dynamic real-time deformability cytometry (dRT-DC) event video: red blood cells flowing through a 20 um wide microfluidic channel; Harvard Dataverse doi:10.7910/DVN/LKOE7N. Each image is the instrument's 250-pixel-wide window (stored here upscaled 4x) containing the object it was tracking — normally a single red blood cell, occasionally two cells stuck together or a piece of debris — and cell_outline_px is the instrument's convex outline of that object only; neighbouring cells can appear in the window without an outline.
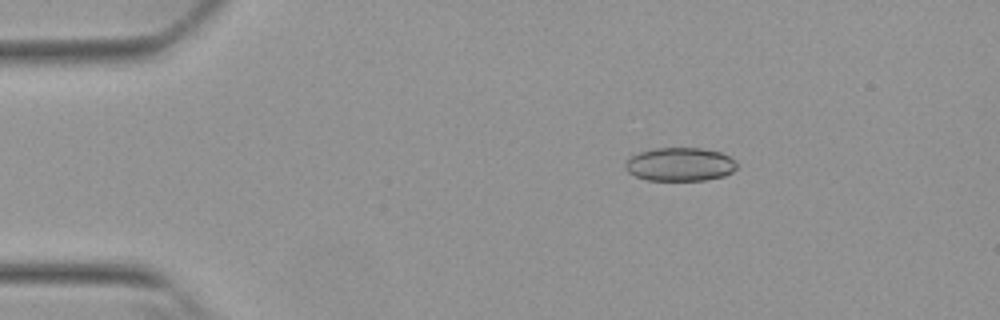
{"species": "Egyptian fruit bat (a non-hibernating species)", "species_latin": "Rousettus aegyptiacus", "temperature_condition": "warm", "stored_images_in_passage": 25, "camera_frame_rate_fps": 3000, "um_per_image_px": 0.085, "animal": {"sex": "female"}, "frame": {"image": 1, "passage_image": 4, "time_ms": 1.0, "image_size_px": [1000, 320], "cell_outline_px": [[736, 168], [732, 172], [724, 176], [704, 180], [648, 180], [636, 176], [628, 172], [624, 168], [624, 164], [628, 156], [640, 152], [656, 148], [700, 148], [720, 152], [736, 160]], "centroid_in_image_um": [57.77, 13.97], "position_along_channel_um": 27.2, "area_um2": 21.85}}
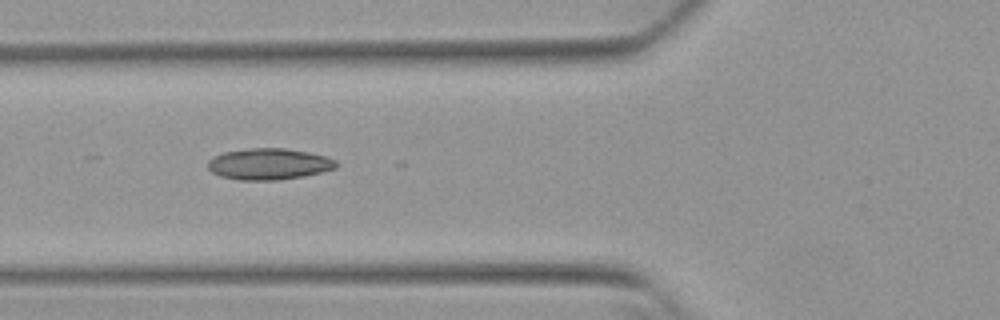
{"frame": {"image": 2, "passage_image": 15, "time_ms": 4.667, "image_size_px": [1000, 320], "cell_outline_px": [[340, 164], [336, 168], [304, 176], [276, 180], [236, 180], [220, 176], [212, 172], [208, 168], [208, 160], [224, 152], [252, 148], [284, 148], [308, 152], [328, 156], [336, 160]], "centroid_in_image_um": [22.89, 13.94], "position_along_channel_um": 102.9, "area_um2": 23.47}}
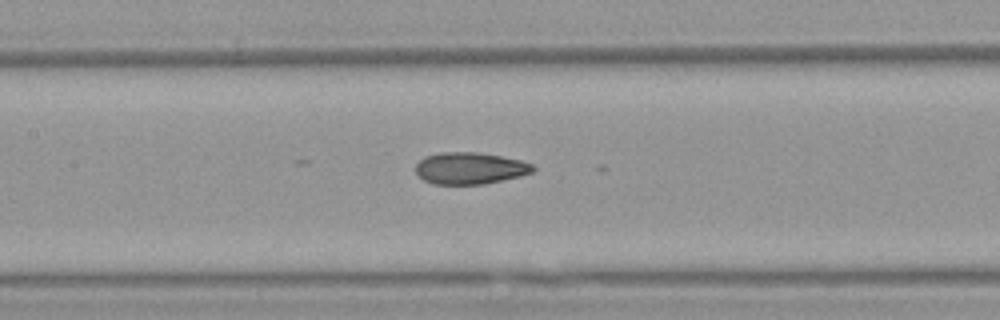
{"frame": {"image": 3, "passage_image": 20, "time_ms": 6.333, "image_size_px": [1000, 320], "cell_outline_px": [[536, 168], [532, 172], [520, 176], [484, 184], [432, 184], [424, 180], [416, 172], [416, 164], [424, 156], [440, 152], [476, 152], [500, 156], [520, 160], [532, 164]], "centroid_in_image_um": [39.93, 14.3], "position_along_channel_um": 167.5, "area_um2": 21.68}}